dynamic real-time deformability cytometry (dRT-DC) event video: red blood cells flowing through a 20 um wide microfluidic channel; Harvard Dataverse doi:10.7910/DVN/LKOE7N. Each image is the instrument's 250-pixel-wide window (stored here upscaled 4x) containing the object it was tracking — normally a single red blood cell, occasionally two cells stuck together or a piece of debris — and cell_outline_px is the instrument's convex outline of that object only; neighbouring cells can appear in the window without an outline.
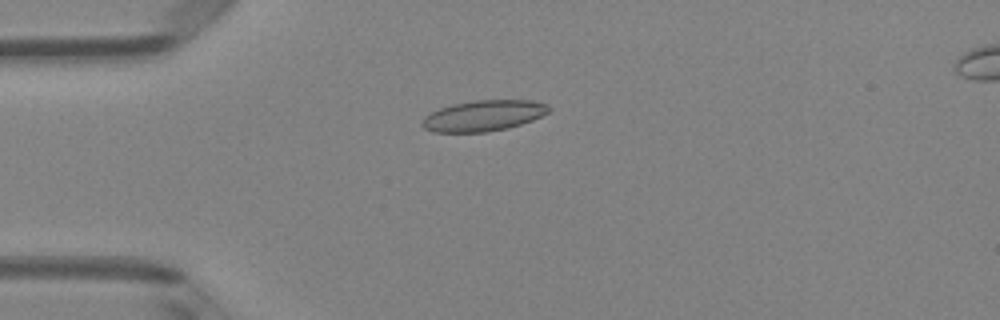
{"species": "Egyptian fruit bat (a non-hibernating species)", "species_latin": "Rousettus aegyptiacus", "temperature_condition": "room temperature", "stored_images_in_passage": 41, "camera_frame_rate_fps": 3000, "um_per_image_px": 0.085, "animal": {"sex": "female"}, "frame": {"image": 1, "passage_image": 3, "time_ms": 0.667, "image_size_px": [1000, 320], "cell_outline_px": [[552, 108], [548, 112], [532, 120], [508, 128], [484, 132], [432, 132], [424, 128], [420, 124], [424, 116], [440, 108], [452, 104], [476, 100], [532, 100], [548, 104]], "centroid_in_image_um": [41.09, 9.83], "position_along_channel_um": 43.9, "area_um2": 22.77}}
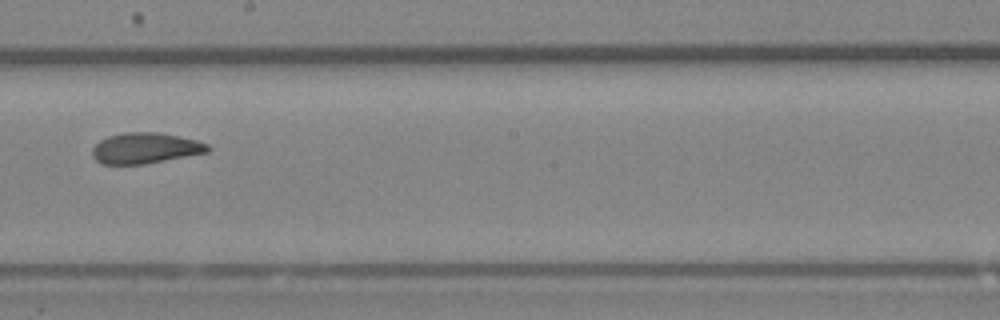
{"frame": {"image": 2, "passage_image": 19, "time_ms": 6.0, "image_size_px": [1000, 320], "cell_outline_px": [[212, 148], [208, 152], [144, 164], [100, 164], [92, 156], [92, 148], [100, 140], [108, 136], [124, 132], [156, 132], [196, 140], [208, 144]], "centroid_in_image_um": [12.33, 12.59], "position_along_channel_um": 235.9, "area_um2": 20.63}}
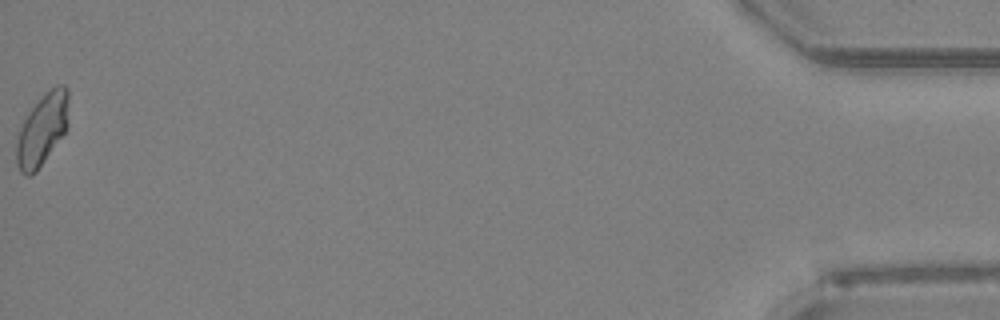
{"frame": {"image": 3, "passage_image": 41, "time_ms": 13.333, "image_size_px": [1000, 320], "cell_outline_px": [[68, 128], [36, 172], [32, 176], [24, 176], [20, 172], [16, 164], [16, 140], [20, 128], [28, 112], [56, 84], [64, 84], [68, 88]], "centroid_in_image_um": [3.59, 11.05], "position_along_channel_um": 431.6, "area_um2": 21.79}, "authors_computed_cell_mechanics": {"area_um2": 21.1548, "velocity_mm_per_s": 4.0023, "shape_relaxation_time_tau1_ms": 9.5884, "shape_relaxation_time_tau2_ms": 2.07, "deformation_change_tau1": 0.1776, "deformation_change_tau2": 0.0778}}